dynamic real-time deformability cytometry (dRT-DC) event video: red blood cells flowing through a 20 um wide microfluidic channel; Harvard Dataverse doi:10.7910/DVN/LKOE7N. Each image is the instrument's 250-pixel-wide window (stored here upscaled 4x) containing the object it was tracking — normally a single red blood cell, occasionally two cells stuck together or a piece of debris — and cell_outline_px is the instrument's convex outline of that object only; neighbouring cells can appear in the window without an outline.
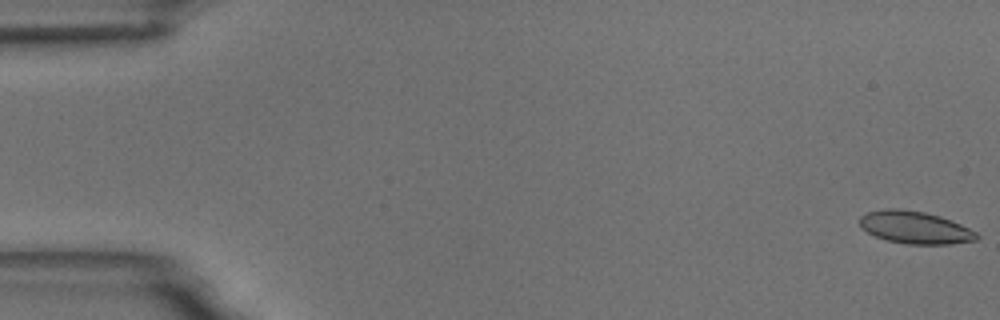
{"species": "common noctule bat (a hibernating species)", "species_latin": "Nyctalus noctula", "temperature_condition": "room temperature", "stored_images_in_passage": 41, "camera_frame_rate_fps": 3000, "um_per_image_px": 0.085, "animal": {"sex": "male", "body_mass_g": 18.8}, "frame": {"image": 1, "passage_image": 1, "time_ms": 0.0, "image_size_px": [1000, 320], "cell_outline_px": [[980, 236], [976, 240], [948, 244], [904, 244], [888, 240], [876, 236], [860, 228], [860, 216], [868, 212], [888, 208], [896, 208], [924, 212], [940, 216], [960, 224], [976, 232]], "centroid_in_image_um": [77.76, 19.33], "position_along_channel_um": 7.2, "area_um2": 21.96}}
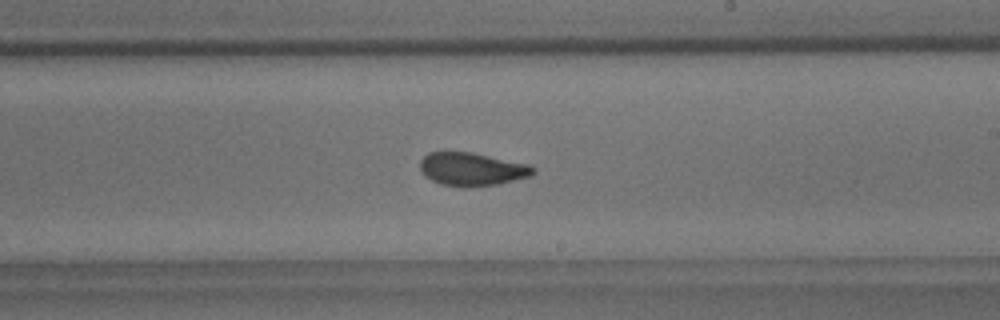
{"frame": {"image": 2, "passage_image": 33, "time_ms": 10.667, "image_size_px": [1000, 320], "cell_outline_px": [[536, 172], [532, 176], [500, 184], [468, 188], [440, 184], [432, 180], [420, 168], [420, 160], [428, 152], [472, 152], [528, 164], [536, 168]], "centroid_in_image_um": [40.17, 14.39], "position_along_channel_um": 248.8, "area_um2": 22.02}}
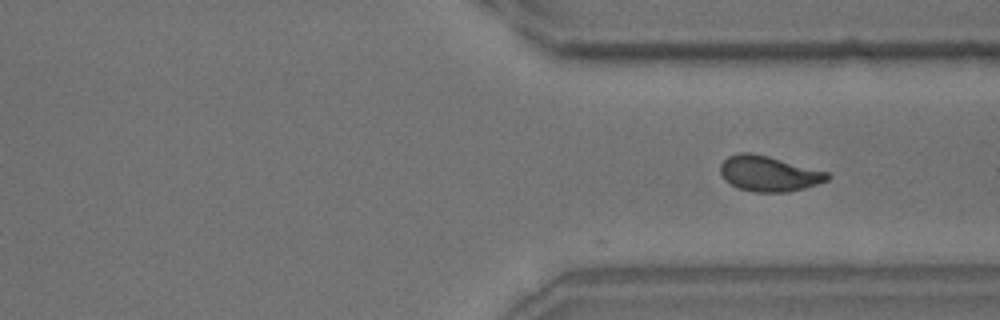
{"frame": {"image": 3, "passage_image": 41, "time_ms": 13.333, "image_size_px": [1000, 320], "cell_outline_px": [[832, 176], [828, 180], [804, 188], [788, 192], [752, 192], [740, 188], [724, 180], [720, 172], [720, 164], [728, 156], [740, 152], [752, 152], [768, 156], [828, 172]], "centroid_in_image_um": [65.34, 14.75], "position_along_channel_um": 346.1, "area_um2": 22.08}}